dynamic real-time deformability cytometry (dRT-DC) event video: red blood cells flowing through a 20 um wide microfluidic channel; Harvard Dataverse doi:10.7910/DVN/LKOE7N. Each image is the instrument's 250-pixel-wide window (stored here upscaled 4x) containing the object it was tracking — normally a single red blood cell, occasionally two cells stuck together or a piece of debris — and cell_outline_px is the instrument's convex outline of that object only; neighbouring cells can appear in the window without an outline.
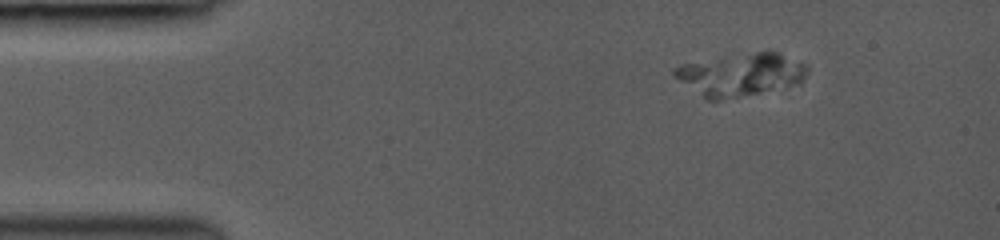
{"species": "common noctule bat (a hibernating species)", "species_latin": "Nyctalus noctula", "temperature_condition": "room temperature", "stored_images_in_passage": 40, "camera_frame_rate_fps": 3000, "um_per_image_px": 0.085, "animal": {"sex": "female", "body_mass_g": 19.0, "forearm_length_mm": 53.3}, "frame": {"image": 1, "passage_image": 5, "time_ms": 3.0, "image_size_px": [1000, 240], "cell_outline_px": [[808, 72], [804, 80], [800, 84], [724, 100], [704, 100], [672, 76], [672, 68], [680, 64], [768, 48], [808, 64]], "centroid_in_image_um": [62.96, 6.32], "position_along_channel_um": 22.0, "area_um2": 34.28}}
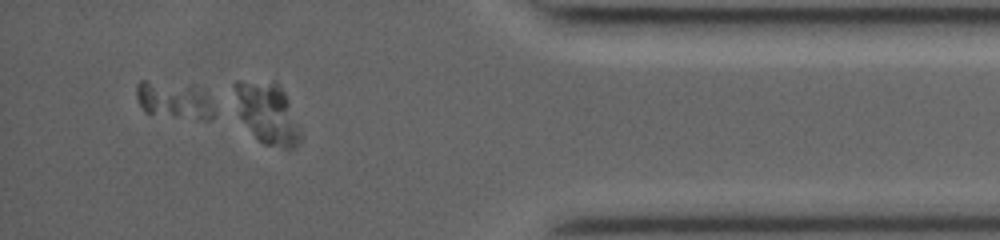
{"frame": {"image": 2, "passage_image": 36, "time_ms": 15.0, "image_size_px": [1000, 240], "cell_outline_px": [[300, 140], [296, 148], [288, 152], [264, 144], [256, 136], [240, 116], [232, 84], [236, 80], [240, 80], [276, 84], [284, 92], [288, 100], [300, 132]], "centroid_in_image_um": [22.74, 9.68], "position_along_channel_um": 412.5, "area_um2": 23.0}}